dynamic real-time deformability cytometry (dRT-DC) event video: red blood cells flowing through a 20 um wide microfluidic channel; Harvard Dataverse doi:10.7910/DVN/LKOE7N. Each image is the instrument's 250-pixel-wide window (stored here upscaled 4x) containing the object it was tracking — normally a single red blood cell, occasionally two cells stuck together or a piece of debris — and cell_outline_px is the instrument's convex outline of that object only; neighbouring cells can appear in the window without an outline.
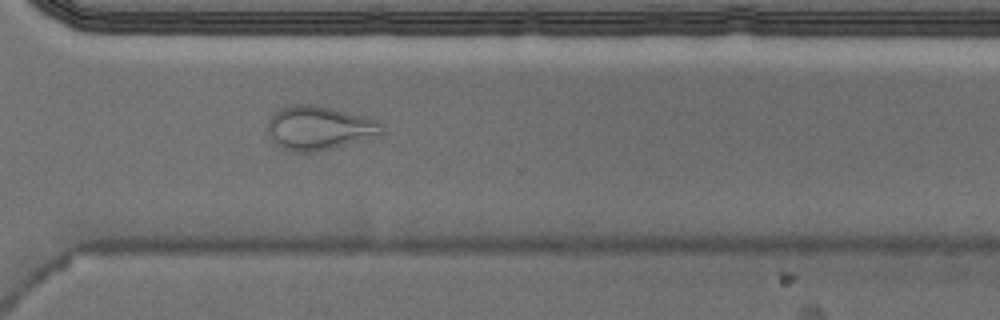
{"species": "Egyptian fruit bat (a non-hibernating species)", "species_latin": "Rousettus aegyptiacus", "temperature_condition": "cold", "stored_images_in_passage": 54, "camera_frame_rate_fps": 3000, "um_per_image_px": 0.085, "animal": {"sex": "male"}, "frame": {"image": 1, "passage_image": 39, "time_ms": 12.667, "image_size_px": [1000, 320], "cell_outline_px": [[384, 132], [376, 136], [332, 148], [312, 152], [296, 152], [280, 148], [268, 136], [268, 120], [280, 108], [292, 104], [312, 104], [368, 116], [380, 120]], "centroid_in_image_um": [27.13, 10.87], "position_along_channel_um": 343.5, "area_um2": 29.3}, "authors_computed_cell_mechanics": {"area_um2": 25.5476, "velocity_mm_per_s": 3.6835, "shape_relaxation_time_tau1_ms": null, "shape_relaxation_time_tau2_ms": 1.6569, "deformation_change_tau1": null, "deformation_change_tau2": 0.0842}}